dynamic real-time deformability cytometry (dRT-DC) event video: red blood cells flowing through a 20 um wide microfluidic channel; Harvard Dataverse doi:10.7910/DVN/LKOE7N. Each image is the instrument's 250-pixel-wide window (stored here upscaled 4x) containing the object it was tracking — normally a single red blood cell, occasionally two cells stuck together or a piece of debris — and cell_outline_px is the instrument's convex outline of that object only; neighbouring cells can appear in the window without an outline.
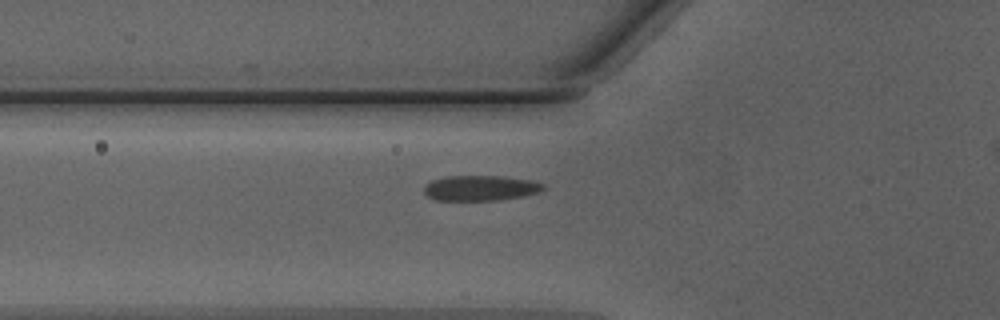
{"species": "Egyptian fruit bat (a non-hibernating species)", "species_latin": "Rousettus aegyptiacus", "temperature_condition": "warm", "stored_images_in_passage": 32, "camera_frame_rate_fps": 3000, "um_per_image_px": 0.085, "animal": {"sex": "male"}, "frame": {"image": 1, "passage_image": 2, "time_ms": 0.333, "image_size_px": [1000, 320], "cell_outline_px": [[544, 188], [540, 192], [524, 196], [496, 200], [436, 200], [428, 196], [424, 192], [424, 184], [432, 180], [448, 176], [504, 176], [532, 180], [544, 184]], "centroid_in_image_um": [40.85, 15.98], "position_along_channel_um": 85.0, "area_um2": 17.63}}
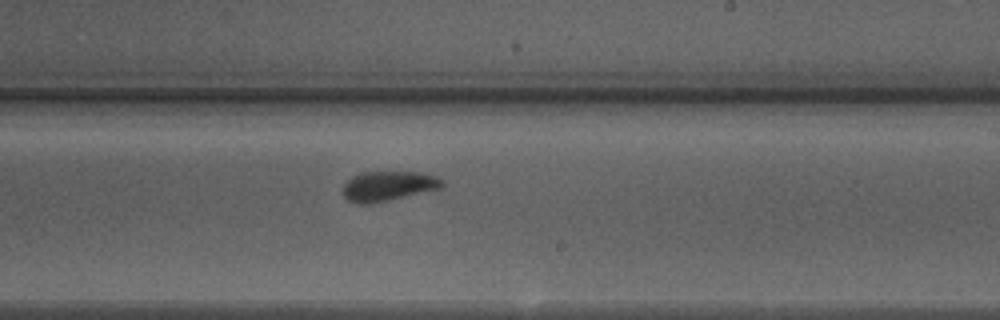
{"frame": {"image": 2, "passage_image": 14, "time_ms": 4.333, "image_size_px": [1000, 320], "cell_outline_px": [[444, 188], [388, 200], [368, 204], [360, 204], [348, 200], [344, 196], [344, 184], [352, 176], [360, 172], [424, 172], [436, 176], [444, 180]], "centroid_in_image_um": [33.05, 15.8], "position_along_channel_um": 255.9, "area_um2": 17.34}}
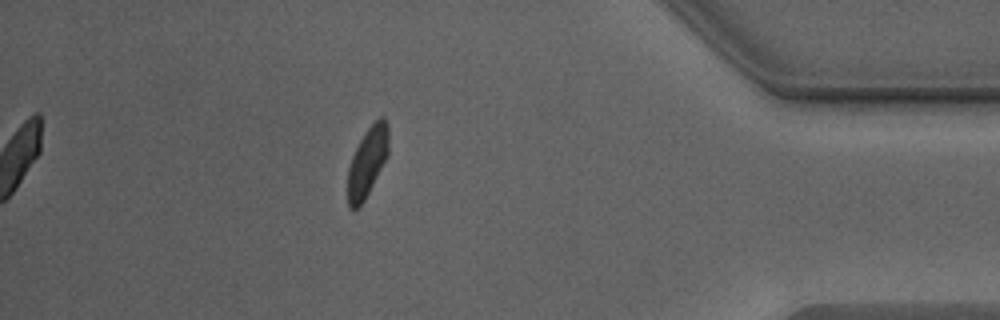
{"frame": {"image": 3, "passage_image": 27, "time_ms": 8.667, "image_size_px": [1000, 320], "cell_outline_px": [[388, 156], [360, 208], [348, 208], [348, 168], [352, 156], [360, 140], [368, 128], [380, 116], [384, 116], [388, 124]], "centroid_in_image_um": [31.23, 13.77], "position_along_channel_um": 404.0, "area_um2": 16.47}, "authors_computed_cell_mechanics": {"area_um2": 17.1088, "velocity_mm_per_s": 4.2811, "shape_relaxation_time_tau1_ms": 2.3623, "shape_relaxation_time_tau2_ms": 1.0111, "deformation_change_tau1": 0.1132, "deformation_change_tau2": 0.0677}}